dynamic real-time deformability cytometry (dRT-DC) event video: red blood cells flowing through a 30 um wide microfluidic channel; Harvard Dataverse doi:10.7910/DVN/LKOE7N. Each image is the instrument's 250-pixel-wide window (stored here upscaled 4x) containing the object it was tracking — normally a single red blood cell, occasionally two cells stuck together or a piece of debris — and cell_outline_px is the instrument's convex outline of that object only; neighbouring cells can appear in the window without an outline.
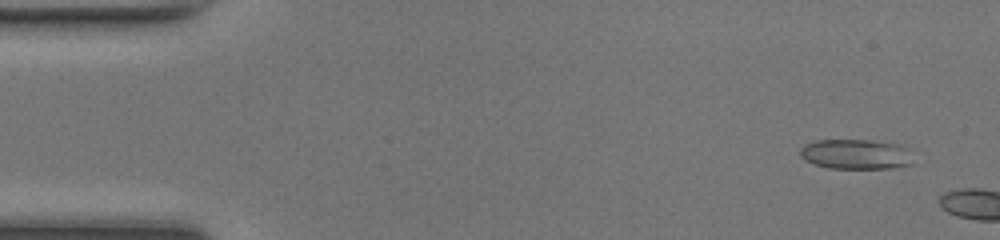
{"species": "common noctule bat (a hibernating species)", "species_latin": "Nyctalus noctula", "temperature_condition": "room temperature", "stored_images_in_passage": 6, "camera_frame_rate_fps": 3000, "um_per_image_px": 0.085, "animal": {"sex": "female", "body_mass_g": 17.0, "forearm_length_mm": 48.0}, "frame": {"image": 1, "passage_image": 3, "time_ms": 0.667, "image_size_px": [1000, 240], "cell_outline_px": [[912, 164], [892, 168], [828, 168], [816, 164], [800, 156], [800, 148], [804, 144], [816, 140], [868, 140], [896, 144], [900, 148]], "centroid_in_image_um": [72.6, 13.11], "position_along_channel_um": 12.4, "area_um2": 18.96}}